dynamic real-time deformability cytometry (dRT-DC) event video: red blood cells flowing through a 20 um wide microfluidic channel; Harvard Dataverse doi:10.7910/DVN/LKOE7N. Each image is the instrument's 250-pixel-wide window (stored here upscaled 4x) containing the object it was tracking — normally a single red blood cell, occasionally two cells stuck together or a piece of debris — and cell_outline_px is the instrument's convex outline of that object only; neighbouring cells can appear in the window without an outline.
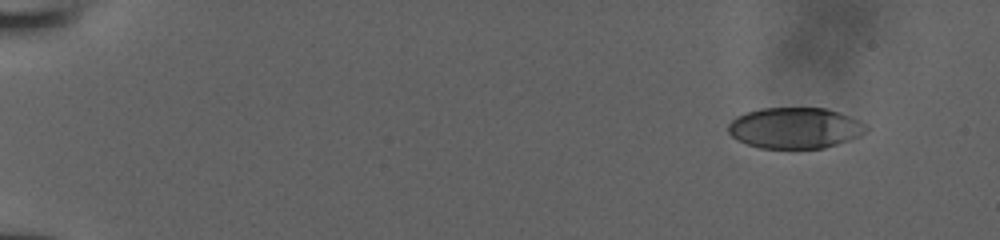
{"species": "human", "species_latin": "Homo sapiens", "temperature_condition": "room temperature", "stored_images_in_passage": 48, "camera_frame_rate_fps": 3000, "um_per_image_px": 0.085, "donor": {"sex": "male"}, "frame": {"image": 1, "passage_image": 1, "time_ms": 0.0, "image_size_px": [1000, 240], "cell_outline_px": [[868, 128], [860, 136], [824, 148], [760, 148], [736, 140], [728, 132], [728, 124], [736, 116], [744, 112], [760, 108], [824, 108], [840, 112], [868, 124]], "centroid_in_image_um": [67.56, 10.87], "position_along_channel_um": 17.4, "area_um2": 33.06}}
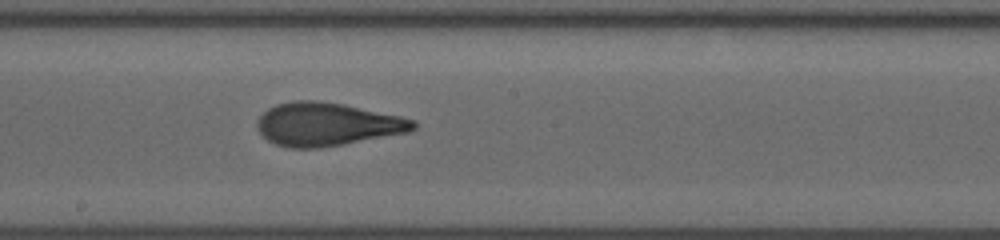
{"frame": {"image": 2, "passage_image": 27, "time_ms": 8.667, "image_size_px": [1000, 240], "cell_outline_px": [[416, 128], [408, 132], [344, 144], [320, 148], [288, 148], [276, 144], [268, 140], [256, 128], [256, 120], [268, 108], [276, 104], [296, 100], [316, 100], [344, 104], [400, 116], [416, 120]], "centroid_in_image_um": [27.78, 10.56], "position_along_channel_um": 220.4, "area_um2": 39.36}}
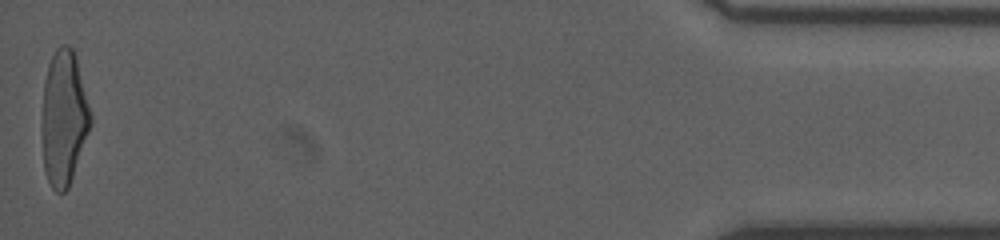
{"frame": {"image": 3, "passage_image": 48, "time_ms": 15.667, "image_size_px": [1000, 240], "cell_outline_px": [[92, 124], [68, 188], [64, 192], [56, 192], [52, 188], [48, 180], [44, 168], [40, 124], [44, 80], [48, 64], [56, 48], [60, 44], [68, 44], [76, 52], [92, 116]], "centroid_in_image_um": [5.42, 9.98], "position_along_channel_um": 429.8, "area_um2": 39.07}}